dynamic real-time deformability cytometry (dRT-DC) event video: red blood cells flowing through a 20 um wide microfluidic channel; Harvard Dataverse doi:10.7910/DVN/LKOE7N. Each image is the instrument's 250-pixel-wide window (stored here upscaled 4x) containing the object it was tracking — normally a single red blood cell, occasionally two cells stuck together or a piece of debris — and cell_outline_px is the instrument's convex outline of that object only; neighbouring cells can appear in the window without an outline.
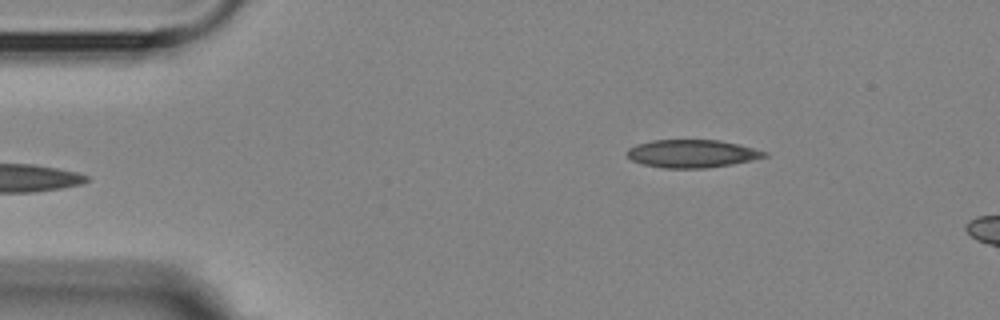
{"species": "Egyptian fruit bat (a non-hibernating species)", "species_latin": "Rousettus aegyptiacus", "temperature_condition": "room temperature", "stored_images_in_passage": 3, "camera_frame_rate_fps": 3000, "um_per_image_px": 0.085, "animal": {"sex": "female"}, "frame": {"image": 1, "passage_image": 3, "time_ms": 4.667, "image_size_px": [1000, 320], "cell_outline_px": [[768, 156], [752, 160], [732, 164], [708, 168], [664, 168], [644, 164], [632, 160], [624, 152], [628, 148], [636, 144], [652, 140], [720, 140], [768, 152]], "centroid_in_image_um": [58.8, 13.06], "position_along_channel_um": 26.2, "area_um2": 22.31}}